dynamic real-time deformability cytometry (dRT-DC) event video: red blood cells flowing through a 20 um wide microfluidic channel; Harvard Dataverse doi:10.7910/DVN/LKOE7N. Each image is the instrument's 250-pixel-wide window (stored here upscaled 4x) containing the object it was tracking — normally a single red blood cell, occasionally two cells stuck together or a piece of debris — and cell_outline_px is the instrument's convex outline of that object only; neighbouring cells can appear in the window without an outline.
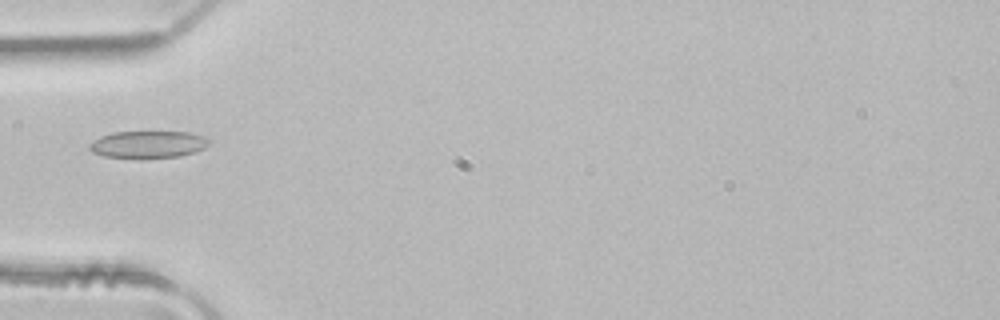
{"species": "common noctule bat (a hibernating species)", "species_latin": "Nyctalus noctula", "temperature_condition": "room temperature", "stored_images_in_passage": 3, "camera_frame_rate_fps": 3000, "um_per_image_px": 0.085, "animal": {"sex": "male", "body_mass_g": 21.5, "forearm_length_mm": 52.0}, "frame": {"image": 1, "passage_image": 3, "time_ms": 0.667, "image_size_px": [1000, 320], "cell_outline_px": [[212, 140], [204, 148], [180, 156], [140, 160], [104, 156], [92, 152], [88, 148], [88, 144], [100, 136], [112, 132], [188, 132]], "centroid_in_image_um": [12.52, 12.3], "position_along_channel_um": 72.5, "area_um2": 19.31}}